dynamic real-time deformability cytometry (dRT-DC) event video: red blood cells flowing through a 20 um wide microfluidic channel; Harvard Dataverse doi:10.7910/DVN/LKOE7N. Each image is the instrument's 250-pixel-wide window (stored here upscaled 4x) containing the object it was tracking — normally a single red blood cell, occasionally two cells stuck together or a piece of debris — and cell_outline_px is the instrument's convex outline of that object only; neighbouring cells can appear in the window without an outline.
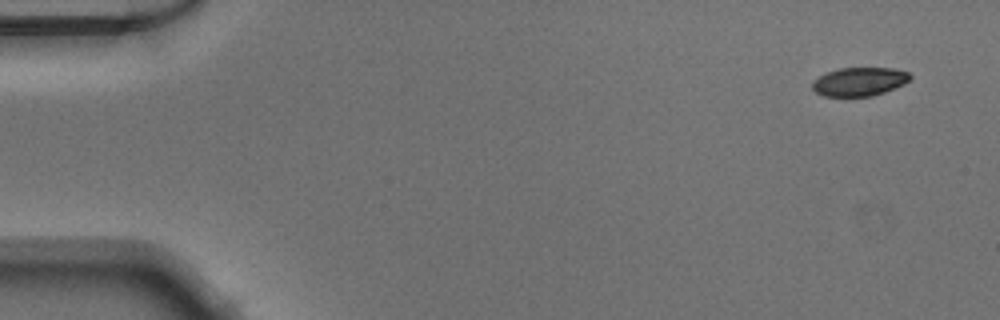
{"species": "Egyptian fruit bat (a non-hibernating species)", "species_latin": "Rousettus aegyptiacus", "temperature_condition": "warm", "stored_images_in_passage": 48, "camera_frame_rate_fps": 3000, "um_per_image_px": 0.085, "animal": {"sex": "male"}, "frame": {"image": 1, "passage_image": 1, "time_ms": 0.0, "image_size_px": [1000, 320], "cell_outline_px": [[912, 76], [904, 84], [884, 92], [872, 96], [824, 96], [816, 92], [812, 88], [812, 80], [828, 72], [840, 68], [892, 68], [908, 72]], "centroid_in_image_um": [73.04, 6.94], "position_along_channel_um": 12.0, "area_um2": 16.18}}
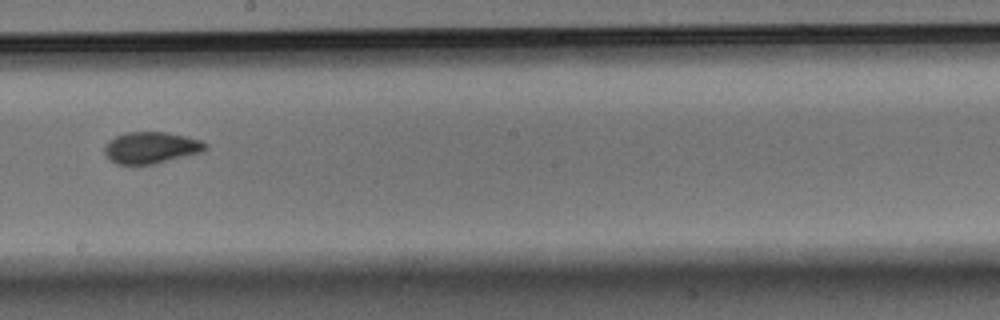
{"frame": {"image": 2, "passage_image": 27, "time_ms": 8.667, "image_size_px": [1000, 320], "cell_outline_px": [[208, 148], [204, 152], [156, 164], [116, 164], [108, 160], [104, 152], [104, 144], [108, 140], [116, 136], [128, 132], [168, 132], [200, 140], [208, 144]], "centroid_in_image_um": [12.84, 12.56], "position_along_channel_um": 235.4, "area_um2": 18.9}}
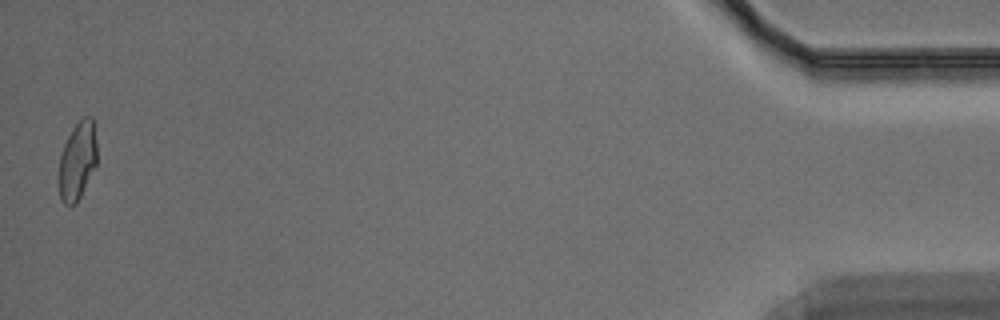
{"frame": {"image": 3, "passage_image": 48, "time_ms": 15.667, "image_size_px": [1000, 320], "cell_outline_px": [[96, 164], [76, 204], [64, 204], [60, 200], [60, 156], [64, 144], [72, 128], [84, 116], [92, 116], [96, 140]], "centroid_in_image_um": [6.59, 13.64], "position_along_channel_um": 428.6, "area_um2": 16.94}}